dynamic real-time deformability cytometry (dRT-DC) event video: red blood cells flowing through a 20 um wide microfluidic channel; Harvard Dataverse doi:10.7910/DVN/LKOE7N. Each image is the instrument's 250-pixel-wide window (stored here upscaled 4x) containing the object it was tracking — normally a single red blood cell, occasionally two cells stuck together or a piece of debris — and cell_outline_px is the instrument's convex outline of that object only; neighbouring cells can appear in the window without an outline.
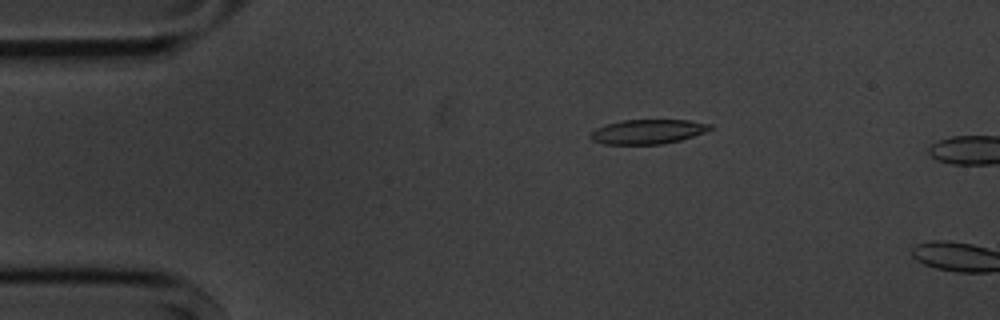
{"species": "common noctule bat (a hibernating species)", "species_latin": "Nyctalus noctula", "temperature_condition": "cold", "stored_images_in_passage": 4, "camera_frame_rate_fps": 3000, "um_per_image_px": 0.085, "animal": {"sex": "male", "body_mass_g": 20.1, "forearm_length_mm": 53.5}, "frame": {"image": 1, "passage_image": 3, "time_ms": 2.0, "image_size_px": [1000, 320], "cell_outline_px": [[716, 128], [680, 140], [660, 144], [604, 144], [592, 140], [588, 136], [596, 128], [604, 124], [620, 120], [688, 120], [712, 124]], "centroid_in_image_um": [55.06, 11.18], "position_along_channel_um": 29.9, "area_um2": 17.17}}